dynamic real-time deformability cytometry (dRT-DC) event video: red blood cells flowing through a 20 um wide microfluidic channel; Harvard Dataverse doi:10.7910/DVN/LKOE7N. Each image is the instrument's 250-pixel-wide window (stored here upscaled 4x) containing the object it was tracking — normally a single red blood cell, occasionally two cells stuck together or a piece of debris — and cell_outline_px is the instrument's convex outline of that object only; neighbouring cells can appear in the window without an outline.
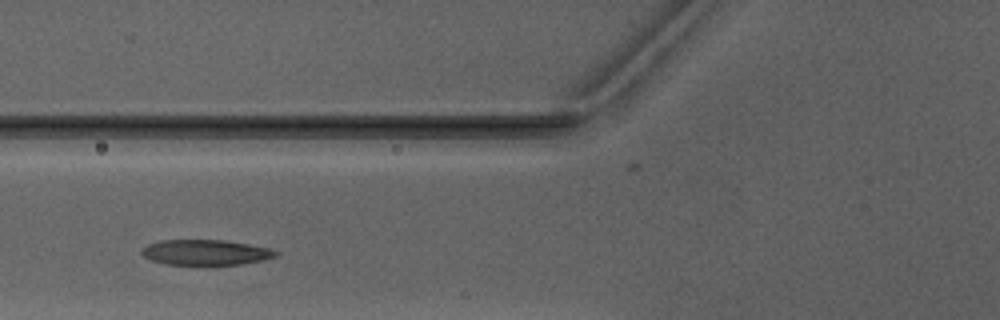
{"species": "Egyptian fruit bat (a non-hibernating species)", "species_latin": "Rousettus aegyptiacus", "temperature_condition": "warm", "stored_images_in_passage": 3, "camera_frame_rate_fps": 3000, "um_per_image_px": 0.085, "animal": {"sex": "male"}, "frame": {"image": 1, "passage_image": 3, "time_ms": 2.333, "image_size_px": [1000, 320], "cell_outline_px": [[280, 252], [276, 256], [264, 260], [240, 264], [164, 264], [152, 260], [144, 256], [140, 252], [140, 248], [148, 244], [160, 240], [224, 240], [248, 244], [268, 248]], "centroid_in_image_um": [17.45, 21.44], "position_along_channel_um": 108.3, "area_um2": 19.71}}